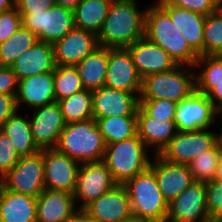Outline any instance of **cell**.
I'll use <instances>...</instances> for the list:
<instances>
[{"instance_id": "cell-1", "label": "cell", "mask_w": 222, "mask_h": 222, "mask_svg": "<svg viewBox=\"0 0 222 222\" xmlns=\"http://www.w3.org/2000/svg\"><path fill=\"white\" fill-rule=\"evenodd\" d=\"M138 8V0H113L97 36L99 46L127 48L144 38L147 7Z\"/></svg>"}, {"instance_id": "cell-2", "label": "cell", "mask_w": 222, "mask_h": 222, "mask_svg": "<svg viewBox=\"0 0 222 222\" xmlns=\"http://www.w3.org/2000/svg\"><path fill=\"white\" fill-rule=\"evenodd\" d=\"M145 37L163 48L177 65L194 67L199 58L162 6L147 7Z\"/></svg>"}, {"instance_id": "cell-3", "label": "cell", "mask_w": 222, "mask_h": 222, "mask_svg": "<svg viewBox=\"0 0 222 222\" xmlns=\"http://www.w3.org/2000/svg\"><path fill=\"white\" fill-rule=\"evenodd\" d=\"M55 149L80 163L103 161L106 144L96 121L65 124Z\"/></svg>"}, {"instance_id": "cell-4", "label": "cell", "mask_w": 222, "mask_h": 222, "mask_svg": "<svg viewBox=\"0 0 222 222\" xmlns=\"http://www.w3.org/2000/svg\"><path fill=\"white\" fill-rule=\"evenodd\" d=\"M148 150L138 134L116 143L106 145L103 162L111 171L117 184H124L150 167Z\"/></svg>"}, {"instance_id": "cell-5", "label": "cell", "mask_w": 222, "mask_h": 222, "mask_svg": "<svg viewBox=\"0 0 222 222\" xmlns=\"http://www.w3.org/2000/svg\"><path fill=\"white\" fill-rule=\"evenodd\" d=\"M123 185L133 216L153 222H166L168 203L163 198L154 171L150 167Z\"/></svg>"}, {"instance_id": "cell-6", "label": "cell", "mask_w": 222, "mask_h": 222, "mask_svg": "<svg viewBox=\"0 0 222 222\" xmlns=\"http://www.w3.org/2000/svg\"><path fill=\"white\" fill-rule=\"evenodd\" d=\"M193 71L194 67L177 65L169 71L144 77L139 100L167 99L178 103L195 91Z\"/></svg>"}, {"instance_id": "cell-7", "label": "cell", "mask_w": 222, "mask_h": 222, "mask_svg": "<svg viewBox=\"0 0 222 222\" xmlns=\"http://www.w3.org/2000/svg\"><path fill=\"white\" fill-rule=\"evenodd\" d=\"M20 15L22 25L34 33L38 41L52 45L75 27L73 10L57 4L46 10Z\"/></svg>"}, {"instance_id": "cell-8", "label": "cell", "mask_w": 222, "mask_h": 222, "mask_svg": "<svg viewBox=\"0 0 222 222\" xmlns=\"http://www.w3.org/2000/svg\"><path fill=\"white\" fill-rule=\"evenodd\" d=\"M0 184L6 190L37 198L45 189L44 150L21 157L0 179Z\"/></svg>"}, {"instance_id": "cell-9", "label": "cell", "mask_w": 222, "mask_h": 222, "mask_svg": "<svg viewBox=\"0 0 222 222\" xmlns=\"http://www.w3.org/2000/svg\"><path fill=\"white\" fill-rule=\"evenodd\" d=\"M210 130L177 132L158 155L167 162L187 165L217 144V134Z\"/></svg>"}, {"instance_id": "cell-10", "label": "cell", "mask_w": 222, "mask_h": 222, "mask_svg": "<svg viewBox=\"0 0 222 222\" xmlns=\"http://www.w3.org/2000/svg\"><path fill=\"white\" fill-rule=\"evenodd\" d=\"M215 121V106L205 94L195 90L177 103L174 122L178 132L212 129Z\"/></svg>"}, {"instance_id": "cell-11", "label": "cell", "mask_w": 222, "mask_h": 222, "mask_svg": "<svg viewBox=\"0 0 222 222\" xmlns=\"http://www.w3.org/2000/svg\"><path fill=\"white\" fill-rule=\"evenodd\" d=\"M115 185L117 183L103 161L81 163L77 175L76 189L73 194L76 207L82 210L91 201L96 200ZM79 201L80 205L78 206Z\"/></svg>"}, {"instance_id": "cell-12", "label": "cell", "mask_w": 222, "mask_h": 222, "mask_svg": "<svg viewBox=\"0 0 222 222\" xmlns=\"http://www.w3.org/2000/svg\"><path fill=\"white\" fill-rule=\"evenodd\" d=\"M166 222H211L207 212L206 183L194 181L170 201Z\"/></svg>"}, {"instance_id": "cell-13", "label": "cell", "mask_w": 222, "mask_h": 222, "mask_svg": "<svg viewBox=\"0 0 222 222\" xmlns=\"http://www.w3.org/2000/svg\"><path fill=\"white\" fill-rule=\"evenodd\" d=\"M29 122L32 137L38 149H54L65 127L61 107L54 102L32 110Z\"/></svg>"}, {"instance_id": "cell-14", "label": "cell", "mask_w": 222, "mask_h": 222, "mask_svg": "<svg viewBox=\"0 0 222 222\" xmlns=\"http://www.w3.org/2000/svg\"><path fill=\"white\" fill-rule=\"evenodd\" d=\"M81 163L54 149H44L45 189L74 194Z\"/></svg>"}, {"instance_id": "cell-15", "label": "cell", "mask_w": 222, "mask_h": 222, "mask_svg": "<svg viewBox=\"0 0 222 222\" xmlns=\"http://www.w3.org/2000/svg\"><path fill=\"white\" fill-rule=\"evenodd\" d=\"M105 86L126 92L141 93L142 78L127 48H109Z\"/></svg>"}, {"instance_id": "cell-16", "label": "cell", "mask_w": 222, "mask_h": 222, "mask_svg": "<svg viewBox=\"0 0 222 222\" xmlns=\"http://www.w3.org/2000/svg\"><path fill=\"white\" fill-rule=\"evenodd\" d=\"M140 93L101 87L92 91L93 119L111 116H137Z\"/></svg>"}, {"instance_id": "cell-17", "label": "cell", "mask_w": 222, "mask_h": 222, "mask_svg": "<svg viewBox=\"0 0 222 222\" xmlns=\"http://www.w3.org/2000/svg\"><path fill=\"white\" fill-rule=\"evenodd\" d=\"M100 222H123L133 216L126 188L117 184L82 209Z\"/></svg>"}, {"instance_id": "cell-18", "label": "cell", "mask_w": 222, "mask_h": 222, "mask_svg": "<svg viewBox=\"0 0 222 222\" xmlns=\"http://www.w3.org/2000/svg\"><path fill=\"white\" fill-rule=\"evenodd\" d=\"M150 168L154 171L163 198L169 203L195 180L187 165L170 163L152 154Z\"/></svg>"}, {"instance_id": "cell-19", "label": "cell", "mask_w": 222, "mask_h": 222, "mask_svg": "<svg viewBox=\"0 0 222 222\" xmlns=\"http://www.w3.org/2000/svg\"><path fill=\"white\" fill-rule=\"evenodd\" d=\"M98 46L97 35L74 27L53 44L56 66H75Z\"/></svg>"}, {"instance_id": "cell-20", "label": "cell", "mask_w": 222, "mask_h": 222, "mask_svg": "<svg viewBox=\"0 0 222 222\" xmlns=\"http://www.w3.org/2000/svg\"><path fill=\"white\" fill-rule=\"evenodd\" d=\"M127 49L131 53L135 68L142 79L152 74L169 71L177 66L163 48L146 37L135 41Z\"/></svg>"}, {"instance_id": "cell-21", "label": "cell", "mask_w": 222, "mask_h": 222, "mask_svg": "<svg viewBox=\"0 0 222 222\" xmlns=\"http://www.w3.org/2000/svg\"><path fill=\"white\" fill-rule=\"evenodd\" d=\"M54 102H56V98L53 72L40 73L19 80L16 95L18 110L24 105L27 106L29 110H33Z\"/></svg>"}, {"instance_id": "cell-22", "label": "cell", "mask_w": 222, "mask_h": 222, "mask_svg": "<svg viewBox=\"0 0 222 222\" xmlns=\"http://www.w3.org/2000/svg\"><path fill=\"white\" fill-rule=\"evenodd\" d=\"M78 210L74 195L65 191L44 189L37 197V222H64Z\"/></svg>"}, {"instance_id": "cell-23", "label": "cell", "mask_w": 222, "mask_h": 222, "mask_svg": "<svg viewBox=\"0 0 222 222\" xmlns=\"http://www.w3.org/2000/svg\"><path fill=\"white\" fill-rule=\"evenodd\" d=\"M11 68L19 80L40 73L54 72L56 63L53 45L38 41L21 54Z\"/></svg>"}, {"instance_id": "cell-24", "label": "cell", "mask_w": 222, "mask_h": 222, "mask_svg": "<svg viewBox=\"0 0 222 222\" xmlns=\"http://www.w3.org/2000/svg\"><path fill=\"white\" fill-rule=\"evenodd\" d=\"M137 130L139 138L154 155L159 154L178 132L174 120L152 118L140 107L137 109Z\"/></svg>"}, {"instance_id": "cell-25", "label": "cell", "mask_w": 222, "mask_h": 222, "mask_svg": "<svg viewBox=\"0 0 222 222\" xmlns=\"http://www.w3.org/2000/svg\"><path fill=\"white\" fill-rule=\"evenodd\" d=\"M169 13L175 27L181 32L189 47L198 55H203L204 24L206 16L172 5H162Z\"/></svg>"}, {"instance_id": "cell-26", "label": "cell", "mask_w": 222, "mask_h": 222, "mask_svg": "<svg viewBox=\"0 0 222 222\" xmlns=\"http://www.w3.org/2000/svg\"><path fill=\"white\" fill-rule=\"evenodd\" d=\"M37 198L6 190L0 184V222H37Z\"/></svg>"}, {"instance_id": "cell-27", "label": "cell", "mask_w": 222, "mask_h": 222, "mask_svg": "<svg viewBox=\"0 0 222 222\" xmlns=\"http://www.w3.org/2000/svg\"><path fill=\"white\" fill-rule=\"evenodd\" d=\"M108 59L109 47L98 46L75 65L85 89L94 91L105 86Z\"/></svg>"}, {"instance_id": "cell-28", "label": "cell", "mask_w": 222, "mask_h": 222, "mask_svg": "<svg viewBox=\"0 0 222 222\" xmlns=\"http://www.w3.org/2000/svg\"><path fill=\"white\" fill-rule=\"evenodd\" d=\"M113 0H80L73 10L74 25L98 36Z\"/></svg>"}, {"instance_id": "cell-29", "label": "cell", "mask_w": 222, "mask_h": 222, "mask_svg": "<svg viewBox=\"0 0 222 222\" xmlns=\"http://www.w3.org/2000/svg\"><path fill=\"white\" fill-rule=\"evenodd\" d=\"M17 111L1 127L0 130L5 133L11 143L16 148L20 157L31 156L40 150L35 145L32 137L29 114L22 116Z\"/></svg>"}, {"instance_id": "cell-30", "label": "cell", "mask_w": 222, "mask_h": 222, "mask_svg": "<svg viewBox=\"0 0 222 222\" xmlns=\"http://www.w3.org/2000/svg\"><path fill=\"white\" fill-rule=\"evenodd\" d=\"M95 121L106 145L132 138L138 134L137 116H111Z\"/></svg>"}, {"instance_id": "cell-31", "label": "cell", "mask_w": 222, "mask_h": 222, "mask_svg": "<svg viewBox=\"0 0 222 222\" xmlns=\"http://www.w3.org/2000/svg\"><path fill=\"white\" fill-rule=\"evenodd\" d=\"M65 124L93 118L92 91L83 89L58 101Z\"/></svg>"}, {"instance_id": "cell-32", "label": "cell", "mask_w": 222, "mask_h": 222, "mask_svg": "<svg viewBox=\"0 0 222 222\" xmlns=\"http://www.w3.org/2000/svg\"><path fill=\"white\" fill-rule=\"evenodd\" d=\"M37 42V36L21 25L5 42L0 43V66L11 67L21 54Z\"/></svg>"}, {"instance_id": "cell-33", "label": "cell", "mask_w": 222, "mask_h": 222, "mask_svg": "<svg viewBox=\"0 0 222 222\" xmlns=\"http://www.w3.org/2000/svg\"><path fill=\"white\" fill-rule=\"evenodd\" d=\"M53 80L56 102L85 89L75 66H56Z\"/></svg>"}, {"instance_id": "cell-34", "label": "cell", "mask_w": 222, "mask_h": 222, "mask_svg": "<svg viewBox=\"0 0 222 222\" xmlns=\"http://www.w3.org/2000/svg\"><path fill=\"white\" fill-rule=\"evenodd\" d=\"M221 154L222 151L217 143L211 150L204 151L187 164L194 180L204 183L213 180Z\"/></svg>"}, {"instance_id": "cell-35", "label": "cell", "mask_w": 222, "mask_h": 222, "mask_svg": "<svg viewBox=\"0 0 222 222\" xmlns=\"http://www.w3.org/2000/svg\"><path fill=\"white\" fill-rule=\"evenodd\" d=\"M203 55H222V8L206 16Z\"/></svg>"}, {"instance_id": "cell-36", "label": "cell", "mask_w": 222, "mask_h": 222, "mask_svg": "<svg viewBox=\"0 0 222 222\" xmlns=\"http://www.w3.org/2000/svg\"><path fill=\"white\" fill-rule=\"evenodd\" d=\"M194 67L195 83H222V55H201Z\"/></svg>"}, {"instance_id": "cell-37", "label": "cell", "mask_w": 222, "mask_h": 222, "mask_svg": "<svg viewBox=\"0 0 222 222\" xmlns=\"http://www.w3.org/2000/svg\"><path fill=\"white\" fill-rule=\"evenodd\" d=\"M177 103L167 99L139 100V107L150 117L174 120Z\"/></svg>"}, {"instance_id": "cell-38", "label": "cell", "mask_w": 222, "mask_h": 222, "mask_svg": "<svg viewBox=\"0 0 222 222\" xmlns=\"http://www.w3.org/2000/svg\"><path fill=\"white\" fill-rule=\"evenodd\" d=\"M207 212L211 222H222V181L206 183Z\"/></svg>"}, {"instance_id": "cell-39", "label": "cell", "mask_w": 222, "mask_h": 222, "mask_svg": "<svg viewBox=\"0 0 222 222\" xmlns=\"http://www.w3.org/2000/svg\"><path fill=\"white\" fill-rule=\"evenodd\" d=\"M20 158L11 139L0 130V179L17 164Z\"/></svg>"}, {"instance_id": "cell-40", "label": "cell", "mask_w": 222, "mask_h": 222, "mask_svg": "<svg viewBox=\"0 0 222 222\" xmlns=\"http://www.w3.org/2000/svg\"><path fill=\"white\" fill-rule=\"evenodd\" d=\"M22 25V17L17 8L0 13V43L5 42Z\"/></svg>"}, {"instance_id": "cell-41", "label": "cell", "mask_w": 222, "mask_h": 222, "mask_svg": "<svg viewBox=\"0 0 222 222\" xmlns=\"http://www.w3.org/2000/svg\"><path fill=\"white\" fill-rule=\"evenodd\" d=\"M164 5L185 8L205 16L214 13L219 9V6L214 0H166Z\"/></svg>"}, {"instance_id": "cell-42", "label": "cell", "mask_w": 222, "mask_h": 222, "mask_svg": "<svg viewBox=\"0 0 222 222\" xmlns=\"http://www.w3.org/2000/svg\"><path fill=\"white\" fill-rule=\"evenodd\" d=\"M19 79L11 67L0 66V93L16 96Z\"/></svg>"}, {"instance_id": "cell-43", "label": "cell", "mask_w": 222, "mask_h": 222, "mask_svg": "<svg viewBox=\"0 0 222 222\" xmlns=\"http://www.w3.org/2000/svg\"><path fill=\"white\" fill-rule=\"evenodd\" d=\"M195 90L205 94L215 107L222 105V83H195Z\"/></svg>"}, {"instance_id": "cell-44", "label": "cell", "mask_w": 222, "mask_h": 222, "mask_svg": "<svg viewBox=\"0 0 222 222\" xmlns=\"http://www.w3.org/2000/svg\"><path fill=\"white\" fill-rule=\"evenodd\" d=\"M55 4V0H15V7L20 14H29L33 11L46 10Z\"/></svg>"}, {"instance_id": "cell-45", "label": "cell", "mask_w": 222, "mask_h": 222, "mask_svg": "<svg viewBox=\"0 0 222 222\" xmlns=\"http://www.w3.org/2000/svg\"><path fill=\"white\" fill-rule=\"evenodd\" d=\"M17 111L16 96L0 93V127Z\"/></svg>"}, {"instance_id": "cell-46", "label": "cell", "mask_w": 222, "mask_h": 222, "mask_svg": "<svg viewBox=\"0 0 222 222\" xmlns=\"http://www.w3.org/2000/svg\"><path fill=\"white\" fill-rule=\"evenodd\" d=\"M57 5H60L64 8H68L74 10L76 5L80 2V0H55Z\"/></svg>"}, {"instance_id": "cell-47", "label": "cell", "mask_w": 222, "mask_h": 222, "mask_svg": "<svg viewBox=\"0 0 222 222\" xmlns=\"http://www.w3.org/2000/svg\"><path fill=\"white\" fill-rule=\"evenodd\" d=\"M15 8V0H0V13Z\"/></svg>"}, {"instance_id": "cell-48", "label": "cell", "mask_w": 222, "mask_h": 222, "mask_svg": "<svg viewBox=\"0 0 222 222\" xmlns=\"http://www.w3.org/2000/svg\"><path fill=\"white\" fill-rule=\"evenodd\" d=\"M213 180H220V181H222V154H221V156L219 158L218 166H217L215 177H214Z\"/></svg>"}, {"instance_id": "cell-49", "label": "cell", "mask_w": 222, "mask_h": 222, "mask_svg": "<svg viewBox=\"0 0 222 222\" xmlns=\"http://www.w3.org/2000/svg\"><path fill=\"white\" fill-rule=\"evenodd\" d=\"M64 222H82V210L79 209L73 217Z\"/></svg>"}, {"instance_id": "cell-50", "label": "cell", "mask_w": 222, "mask_h": 222, "mask_svg": "<svg viewBox=\"0 0 222 222\" xmlns=\"http://www.w3.org/2000/svg\"><path fill=\"white\" fill-rule=\"evenodd\" d=\"M82 222H100V221L98 219L89 216L87 213H85L82 210Z\"/></svg>"}, {"instance_id": "cell-51", "label": "cell", "mask_w": 222, "mask_h": 222, "mask_svg": "<svg viewBox=\"0 0 222 222\" xmlns=\"http://www.w3.org/2000/svg\"><path fill=\"white\" fill-rule=\"evenodd\" d=\"M123 222H153V221L132 216L129 219L123 221Z\"/></svg>"}, {"instance_id": "cell-52", "label": "cell", "mask_w": 222, "mask_h": 222, "mask_svg": "<svg viewBox=\"0 0 222 222\" xmlns=\"http://www.w3.org/2000/svg\"><path fill=\"white\" fill-rule=\"evenodd\" d=\"M217 134V143L222 151V132H215Z\"/></svg>"}, {"instance_id": "cell-53", "label": "cell", "mask_w": 222, "mask_h": 222, "mask_svg": "<svg viewBox=\"0 0 222 222\" xmlns=\"http://www.w3.org/2000/svg\"><path fill=\"white\" fill-rule=\"evenodd\" d=\"M221 114H222V105L215 107V117L221 116Z\"/></svg>"}, {"instance_id": "cell-54", "label": "cell", "mask_w": 222, "mask_h": 222, "mask_svg": "<svg viewBox=\"0 0 222 222\" xmlns=\"http://www.w3.org/2000/svg\"><path fill=\"white\" fill-rule=\"evenodd\" d=\"M166 0H156L153 2L152 6H162L164 5Z\"/></svg>"}, {"instance_id": "cell-55", "label": "cell", "mask_w": 222, "mask_h": 222, "mask_svg": "<svg viewBox=\"0 0 222 222\" xmlns=\"http://www.w3.org/2000/svg\"><path fill=\"white\" fill-rule=\"evenodd\" d=\"M219 8H222V0H214Z\"/></svg>"}]
</instances>
